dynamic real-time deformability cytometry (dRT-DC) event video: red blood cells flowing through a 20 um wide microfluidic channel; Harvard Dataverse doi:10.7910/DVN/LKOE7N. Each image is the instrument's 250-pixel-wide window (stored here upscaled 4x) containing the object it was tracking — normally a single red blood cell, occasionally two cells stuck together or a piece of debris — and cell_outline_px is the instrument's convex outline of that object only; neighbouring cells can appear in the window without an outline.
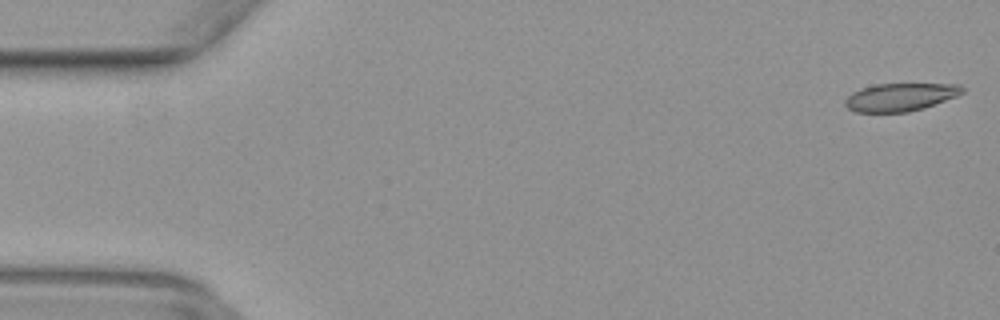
{"species": "common noctule bat (a hibernating species)", "species_latin": "Nyctalus noctula", "temperature_condition": "warm", "stored_images_in_passage": 49, "camera_frame_rate_fps": 3000, "um_per_image_px": 0.085, "animal": {"sex": "female", "body_mass_g": 29.2, "forearm_length_mm": 56.3}, "frame": {"image": 1, "passage_image": 1, "time_ms": 0.0, "image_size_px": [1000, 320], "cell_outline_px": [[964, 92], [956, 96], [924, 108], [908, 112], [856, 112], [848, 108], [844, 104], [844, 100], [852, 92], [860, 88], [876, 84], [960, 84], [964, 88]], "centroid_in_image_um": [76.51, 8.25], "position_along_channel_um": 8.5, "area_um2": 19.07}}
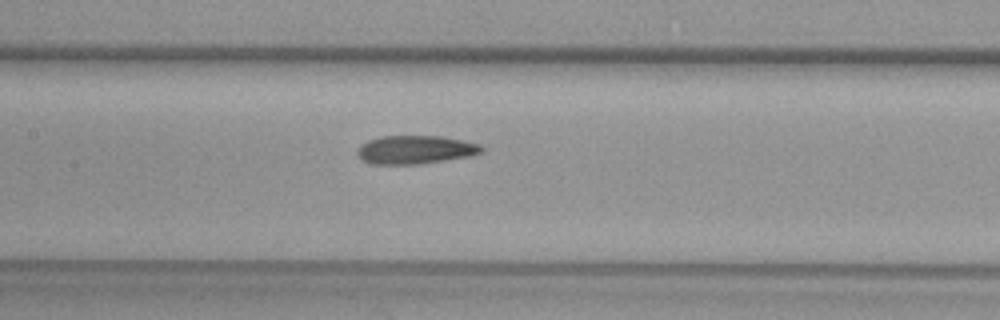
{"frame": {"image": 2, "passage_image": 23, "time_ms": 7.333, "image_size_px": [1000, 320], "cell_outline_px": [[484, 152], [472, 156], [420, 164], [368, 164], [360, 160], [356, 152], [356, 148], [360, 144], [368, 140], [380, 136], [440, 136], [464, 140], [480, 144], [484, 148]], "centroid_in_image_um": [35.28, 12.73], "position_along_channel_um": 172.1, "area_um2": 21.04}}
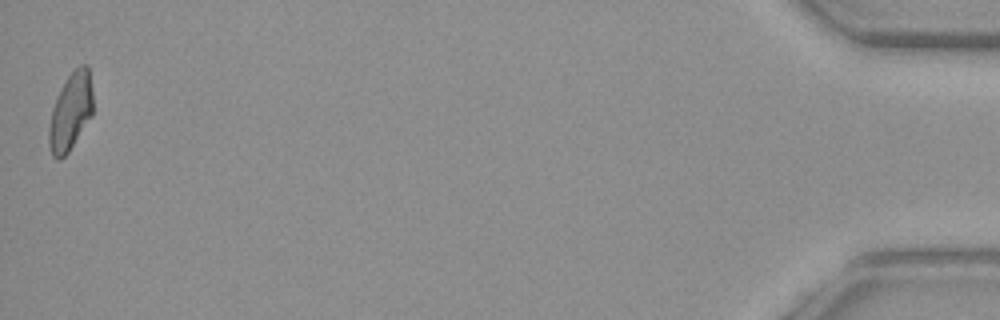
{"frame": {"image": 3, "passage_image": 49, "time_ms": 16.0, "image_size_px": [1000, 320], "cell_outline_px": [[92, 116], [68, 152], [60, 160], [56, 160], [52, 156], [48, 144], [48, 128], [52, 108], [56, 96], [68, 76], [80, 64], [88, 64], [92, 92]], "centroid_in_image_um": [5.98, 9.51], "position_along_channel_um": 429.2, "area_um2": 19.94}}